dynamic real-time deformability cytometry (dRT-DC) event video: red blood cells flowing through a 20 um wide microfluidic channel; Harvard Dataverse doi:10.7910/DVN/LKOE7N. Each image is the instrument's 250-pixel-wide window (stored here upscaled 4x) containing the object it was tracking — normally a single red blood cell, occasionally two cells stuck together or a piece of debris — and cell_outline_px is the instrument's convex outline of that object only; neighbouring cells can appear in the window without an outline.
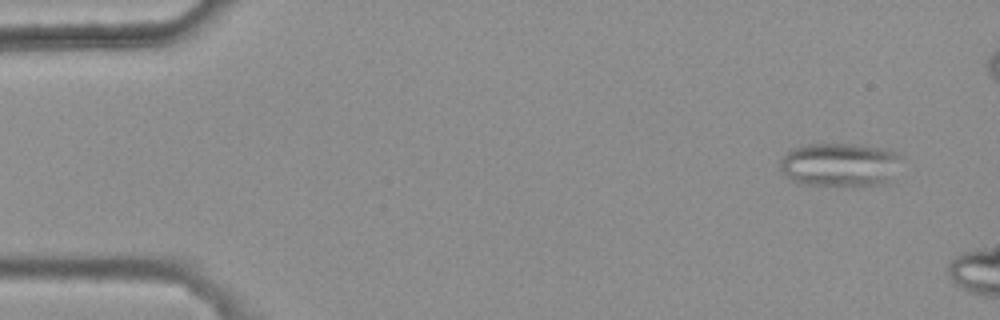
{"species": "common noctule bat (a hibernating species)", "species_latin": "Nyctalus noctula", "temperature_condition": "warm", "stored_images_in_passage": 3, "camera_frame_rate_fps": 3000, "um_per_image_px": 0.085, "animal": {"sex": "female", "body_mass_g": 25.1}, "frame": {"image": 1, "passage_image": 1, "time_ms": 0.0, "image_size_px": [1000, 320], "cell_outline_px": [[900, 156], [884, 180], [876, 184], [804, 184], [792, 180], [780, 168], [780, 160], [792, 148], [808, 144], [852, 144], [888, 148], [900, 152]], "centroid_in_image_um": [71.29, 13.93], "position_along_channel_um": 13.7, "area_um2": 29.54}}